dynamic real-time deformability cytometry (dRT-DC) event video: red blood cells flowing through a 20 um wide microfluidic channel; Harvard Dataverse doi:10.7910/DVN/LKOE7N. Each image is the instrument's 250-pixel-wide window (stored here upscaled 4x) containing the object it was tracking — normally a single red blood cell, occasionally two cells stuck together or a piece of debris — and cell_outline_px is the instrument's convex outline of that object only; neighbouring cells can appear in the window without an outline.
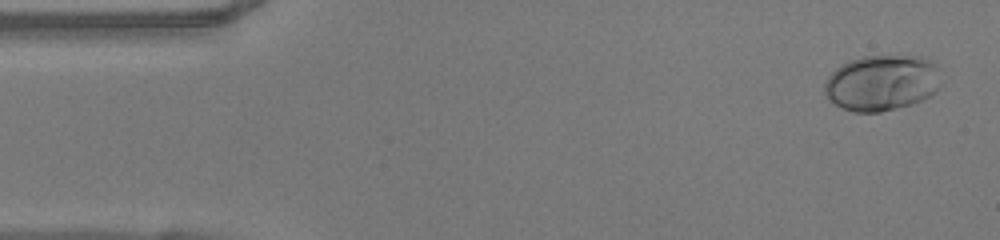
{"species": "human", "species_latin": "Homo sapiens", "temperature_condition": "warm", "stored_images_in_passage": 49, "camera_frame_rate_fps": 3000, "um_per_image_px": 0.085, "donor": {"sex": "female"}, "frame": {"image": 1, "passage_image": 2, "time_ms": 0.333, "image_size_px": [1000, 240], "cell_outline_px": [[940, 84], [936, 92], [912, 104], [880, 112], [852, 112], [840, 108], [828, 100], [824, 92], [824, 84], [828, 76], [836, 68], [848, 60], [864, 56], [916, 56], [928, 60], [936, 64]], "centroid_in_image_um": [74.9, 7.05], "position_along_channel_um": 10.1, "area_um2": 37.97}}
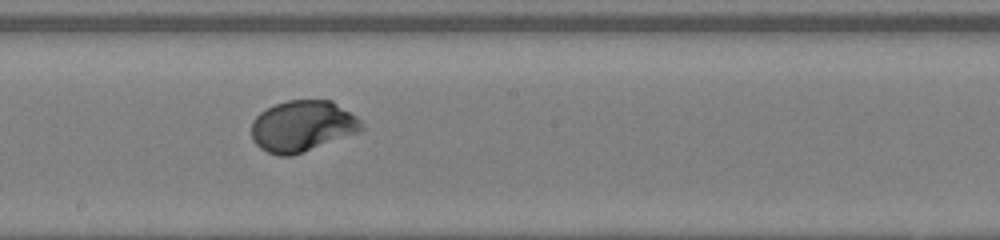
{"frame": {"image": 2, "passage_image": 26, "time_ms": 8.333, "image_size_px": [1000, 240], "cell_outline_px": [[364, 128], [360, 132], [292, 156], [280, 156], [268, 152], [260, 148], [252, 140], [252, 120], [260, 112], [276, 104], [288, 100], [332, 100], [356, 116], [360, 120]], "centroid_in_image_um": [25.71, 10.72], "position_along_channel_um": 222.5, "area_um2": 32.83}}
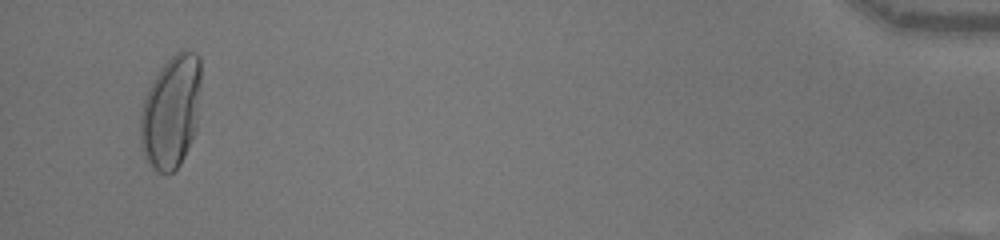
{"frame": {"image": 3, "passage_image": 47, "time_ms": 15.333, "image_size_px": [1000, 240], "cell_outline_px": [[200, 88], [196, 132], [180, 164], [172, 172], [164, 176], [156, 172], [152, 168], [144, 156], [140, 148], [140, 112], [144, 100], [156, 76], [164, 64], [176, 52], [196, 52], [200, 56]], "centroid_in_image_um": [14.54, 9.57], "position_along_channel_um": 420.7, "area_um2": 39.94}, "authors_computed_cell_mechanics": {"area_um2": 32.7148, "velocity_mm_per_s": 4.0976, "shape_relaxation_time_tau1_ms": 2.625, "shape_relaxation_time_tau2_ms": null, "deformation_change_tau1": 0.1957, "deformation_change_tau2": null}}